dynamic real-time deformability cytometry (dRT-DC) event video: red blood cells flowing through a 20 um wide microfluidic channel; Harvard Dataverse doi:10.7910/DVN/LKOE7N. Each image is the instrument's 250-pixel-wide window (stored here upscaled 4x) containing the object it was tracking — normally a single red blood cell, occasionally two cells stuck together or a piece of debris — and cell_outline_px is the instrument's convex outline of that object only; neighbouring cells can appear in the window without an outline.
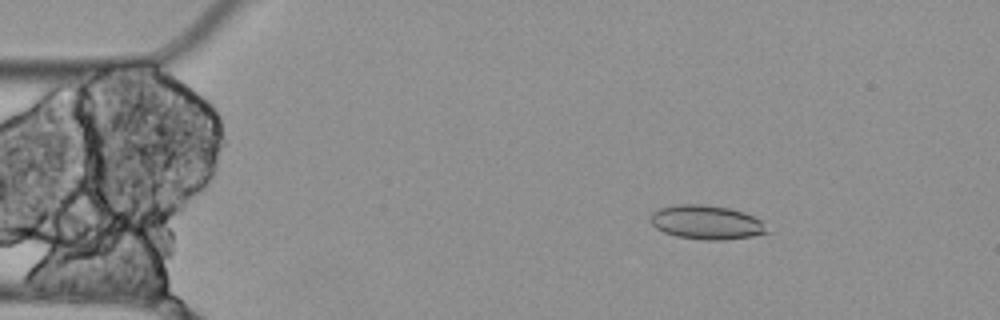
{"species": "Egyptian fruit bat (a non-hibernating species)", "species_latin": "Rousettus aegyptiacus", "temperature_condition": "cold", "stored_images_in_passage": 4, "camera_frame_rate_fps": 3000, "um_per_image_px": 0.085, "animal": {"sex": "female"}, "frame": {"image": 1, "passage_image": 2, "time_ms": 0.333, "image_size_px": [1000, 320], "cell_outline_px": [[768, 232], [752, 236], [724, 240], [704, 240], [676, 236], [664, 232], [656, 228], [652, 224], [652, 212], [660, 208], [676, 204], [704, 204], [728, 208], [744, 212], [760, 220]], "centroid_in_image_um": [60.03, 18.89], "position_along_channel_um": 25.0, "area_um2": 22.89}}